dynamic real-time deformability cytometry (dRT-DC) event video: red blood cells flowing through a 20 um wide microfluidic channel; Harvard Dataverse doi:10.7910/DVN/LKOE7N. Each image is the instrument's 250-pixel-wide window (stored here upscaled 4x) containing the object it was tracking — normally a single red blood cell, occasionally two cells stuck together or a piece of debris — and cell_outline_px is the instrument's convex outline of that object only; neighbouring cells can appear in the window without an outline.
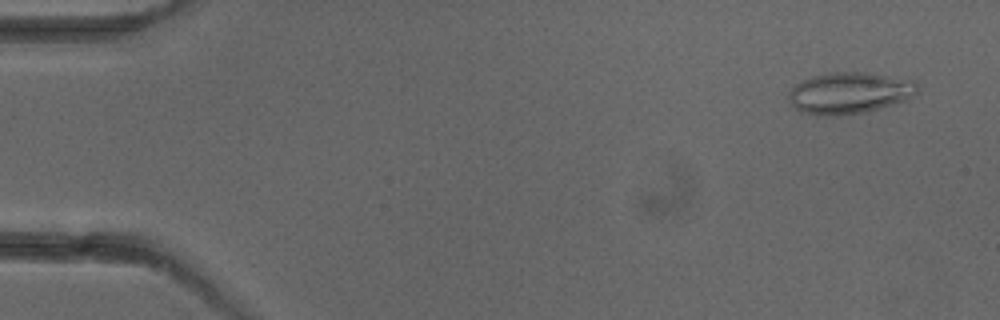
{"species": "common noctule bat (a hibernating species)", "species_latin": "Nyctalus noctula", "temperature_condition": "cold", "stored_images_in_passage": 3, "camera_frame_rate_fps": 3000, "um_per_image_px": 0.085, "animal": {"sex": "female"}, "frame": {"image": 1, "passage_image": 1, "time_ms": 0.0, "image_size_px": [1000, 320], "cell_outline_px": [[916, 92], [908, 100], [868, 112], [836, 116], [816, 116], [800, 112], [788, 100], [788, 92], [792, 84], [812, 76], [832, 72], [864, 72], [916, 80]], "centroid_in_image_um": [72.16, 7.92], "position_along_channel_um": 12.8, "area_um2": 31.67}}